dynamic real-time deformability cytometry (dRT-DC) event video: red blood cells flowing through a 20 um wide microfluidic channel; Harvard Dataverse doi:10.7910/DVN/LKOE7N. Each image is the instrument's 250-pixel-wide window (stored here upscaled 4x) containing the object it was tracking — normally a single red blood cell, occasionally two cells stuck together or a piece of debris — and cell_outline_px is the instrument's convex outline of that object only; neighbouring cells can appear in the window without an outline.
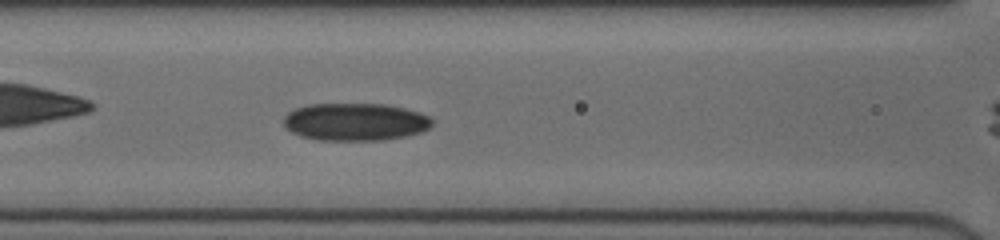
{"species": "human", "species_latin": "Homo sapiens", "temperature_condition": "cold", "stored_images_in_passage": 37, "camera_frame_rate_fps": 3000, "um_per_image_px": 0.085, "donor": {"sex": "female"}, "frame": {"image": 1, "passage_image": 10, "time_ms": 3.0, "image_size_px": [1000, 240], "cell_outline_px": [[432, 124], [428, 128], [420, 132], [408, 136], [384, 140], [316, 140], [300, 136], [292, 132], [284, 124], [284, 116], [288, 112], [296, 108], [312, 104], [384, 104], [404, 108], [420, 112], [428, 116], [432, 120]], "centroid_in_image_um": [30.2, 10.36], "position_along_channel_um": 136.4, "area_um2": 32.54}}
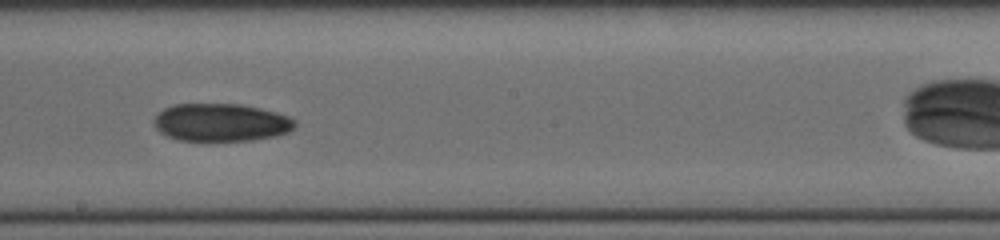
{"frame": {"image": 2, "passage_image": 17, "time_ms": 5.333, "image_size_px": [1000, 240], "cell_outline_px": [[296, 128], [288, 132], [276, 136], [252, 140], [180, 140], [168, 136], [160, 132], [156, 128], [156, 116], [164, 108], [176, 104], [240, 104], [260, 108], [276, 112], [288, 116], [296, 120]], "centroid_in_image_um": [18.85, 10.4], "position_along_channel_um": 229.4, "area_um2": 30.87}}
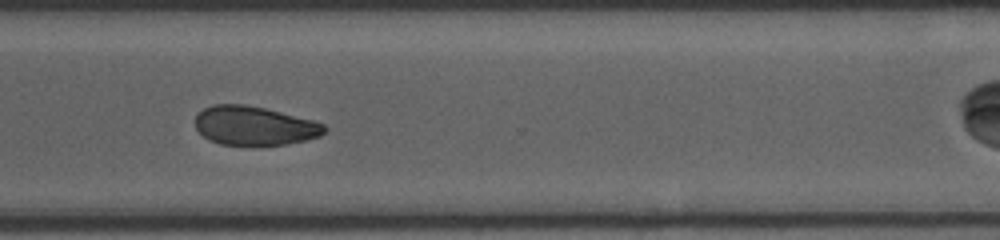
{"frame": {"image": 3, "passage_image": 26, "time_ms": 8.333, "image_size_px": [1000, 240], "cell_outline_px": [[328, 128], [320, 136], [304, 140], [284, 144], [220, 144], [208, 140], [196, 128], [196, 116], [204, 108], [212, 104], [244, 104], [264, 108], [312, 120], [324, 124]], "centroid_in_image_um": [21.61, 10.67], "position_along_channel_um": 349.0, "area_um2": 28.9}}